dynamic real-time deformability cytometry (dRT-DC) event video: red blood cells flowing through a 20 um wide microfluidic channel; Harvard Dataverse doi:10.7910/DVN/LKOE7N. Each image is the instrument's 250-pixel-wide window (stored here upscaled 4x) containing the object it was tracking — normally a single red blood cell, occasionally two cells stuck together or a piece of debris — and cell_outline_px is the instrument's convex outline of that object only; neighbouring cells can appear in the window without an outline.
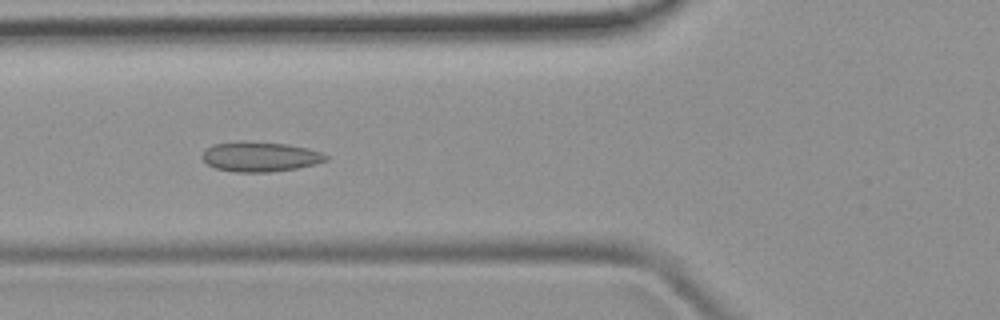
{"species": "common noctule bat (a hibernating species)", "species_latin": "Nyctalus noctula", "temperature_condition": "room temperature", "stored_images_in_passage": 6, "camera_frame_rate_fps": 3000, "um_per_image_px": 0.085, "animal": {"sex": "female", "body_mass_g": 19.9}, "frame": {"image": 1, "passage_image": 4, "time_ms": 4.333, "image_size_px": [1000, 320], "cell_outline_px": [[328, 160], [296, 168], [272, 172], [236, 172], [216, 168], [208, 164], [204, 160], [204, 152], [212, 144], [284, 144], [308, 148], [320, 152], [328, 156]], "centroid_in_image_um": [22.17, 13.37], "position_along_channel_um": 103.6, "area_um2": 20.29}}
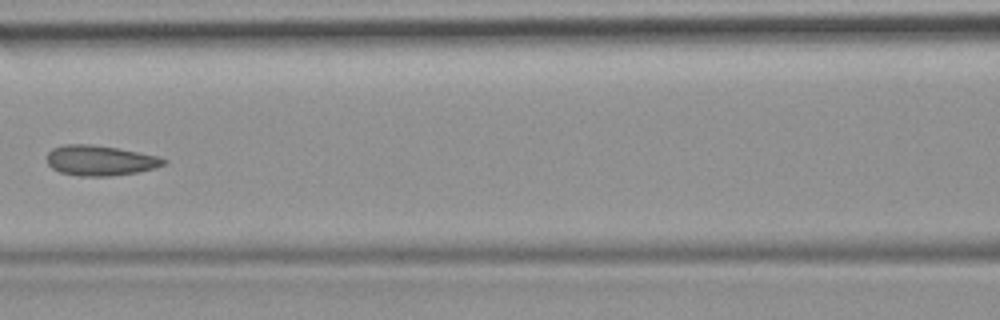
{"frame": {"image": 2, "passage_image": 5, "time_ms": 5.667, "image_size_px": [1000, 320], "cell_outline_px": [[168, 160], [164, 164], [152, 168], [136, 172], [112, 176], [76, 176], [60, 172], [52, 168], [48, 164], [48, 152], [52, 148], [64, 144], [88, 144], [120, 148], [160, 156]], "centroid_in_image_um": [8.51, 13.63], "position_along_channel_um": 158.1, "area_um2": 20.63}}
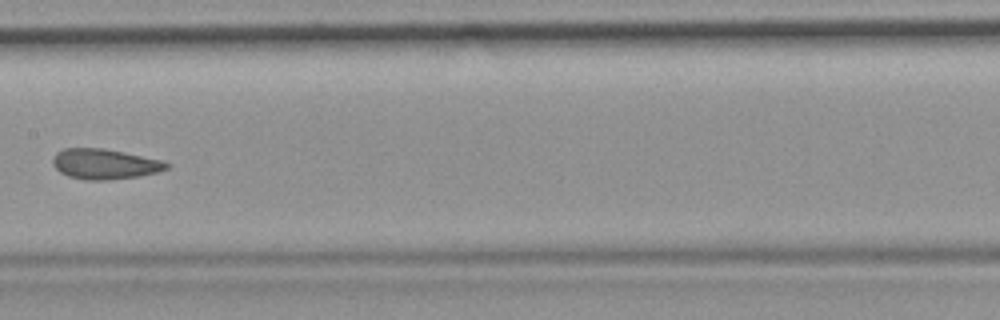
{"frame": {"image": 3, "passage_image": 6, "time_ms": 6.667, "image_size_px": [1000, 320], "cell_outline_px": [[172, 164], [168, 168], [156, 172], [140, 176], [108, 180], [84, 180], [68, 176], [60, 172], [52, 164], [52, 160], [56, 152], [64, 148], [104, 148], [164, 160]], "centroid_in_image_um": [8.91, 13.94], "position_along_channel_um": 198.5, "area_um2": 20.29}}